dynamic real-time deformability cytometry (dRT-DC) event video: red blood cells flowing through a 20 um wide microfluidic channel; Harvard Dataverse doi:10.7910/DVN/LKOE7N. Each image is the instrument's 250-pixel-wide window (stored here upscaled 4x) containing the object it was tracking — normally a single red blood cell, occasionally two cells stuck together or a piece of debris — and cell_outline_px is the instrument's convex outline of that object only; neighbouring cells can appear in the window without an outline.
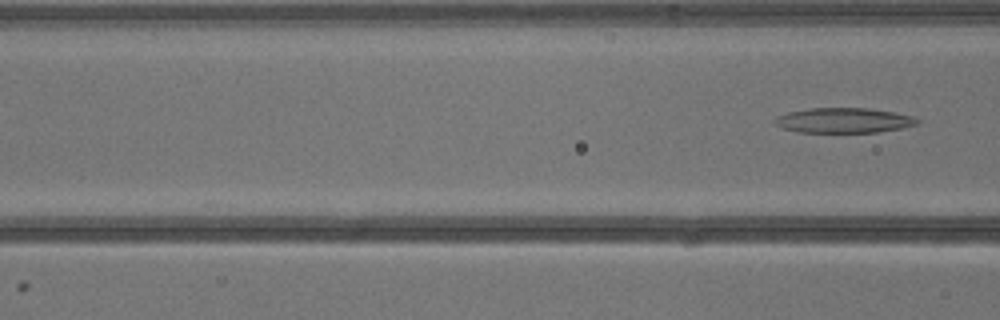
{"species": "common noctule bat (a hibernating species)", "species_latin": "Nyctalus noctula", "temperature_condition": "warm", "stored_images_in_passage": 3, "camera_frame_rate_fps": 3000, "um_per_image_px": 0.085, "animal": {"sex": "male", "body_mass_g": 13.3}, "frame": {"image": 1, "passage_image": 3, "time_ms": 2.333, "image_size_px": [1000, 320], "cell_outline_px": [[920, 120], [916, 124], [900, 128], [876, 132], [796, 132], [780, 128], [772, 120], [776, 116], [788, 112], [808, 108], [868, 108], [892, 112], [912, 116]], "centroid_in_image_um": [71.63, 10.23], "position_along_channel_um": 95.0, "area_um2": 20.75}}